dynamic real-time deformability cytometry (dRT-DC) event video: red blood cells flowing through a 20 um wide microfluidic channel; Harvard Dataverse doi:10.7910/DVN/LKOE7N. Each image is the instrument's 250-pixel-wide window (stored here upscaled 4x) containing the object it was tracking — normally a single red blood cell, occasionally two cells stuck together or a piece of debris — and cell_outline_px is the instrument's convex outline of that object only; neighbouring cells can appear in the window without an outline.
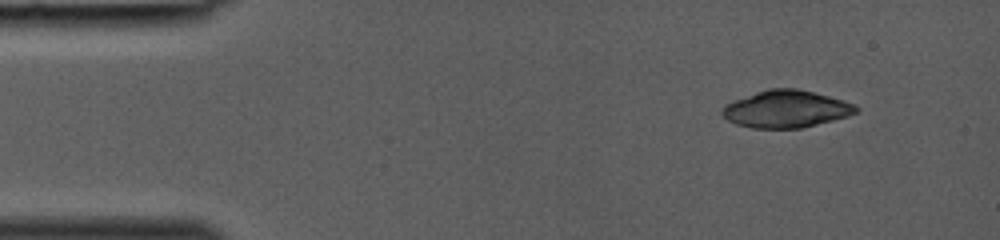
{"species": "common noctule bat (a hibernating species)", "species_latin": "Nyctalus noctula", "temperature_condition": "room temperature", "stored_images_in_passage": 35, "camera_frame_rate_fps": 3000, "um_per_image_px": 0.085, "animal": {"sex": "female", "body_mass_g": 19.0, "forearm_length_mm": 53.3}, "frame": {"image": 1, "passage_image": 1, "time_ms": 0.0, "image_size_px": [1000, 240], "cell_outline_px": [[860, 112], [848, 116], [800, 128], [752, 128], [736, 124], [728, 120], [720, 112], [724, 104], [756, 92], [768, 88], [796, 88], [844, 100], [856, 104], [860, 108]], "centroid_in_image_um": [66.83, 9.26], "position_along_channel_um": 18.2, "area_um2": 29.02}}
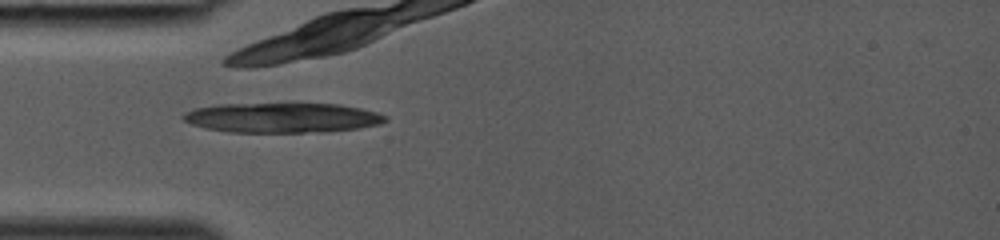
{"frame": {"image": 2, "passage_image": 9, "time_ms": 2.667, "image_size_px": [1000, 240], "cell_outline_px": [[388, 120], [380, 124], [360, 128], [324, 132], [228, 132], [208, 128], [192, 124], [184, 120], [180, 116], [184, 112], [196, 108], [216, 104], [340, 104], [360, 108], [376, 112], [388, 116]], "centroid_in_image_um": [24.01, 10.01], "position_along_channel_um": 61.0, "area_um2": 35.2}}